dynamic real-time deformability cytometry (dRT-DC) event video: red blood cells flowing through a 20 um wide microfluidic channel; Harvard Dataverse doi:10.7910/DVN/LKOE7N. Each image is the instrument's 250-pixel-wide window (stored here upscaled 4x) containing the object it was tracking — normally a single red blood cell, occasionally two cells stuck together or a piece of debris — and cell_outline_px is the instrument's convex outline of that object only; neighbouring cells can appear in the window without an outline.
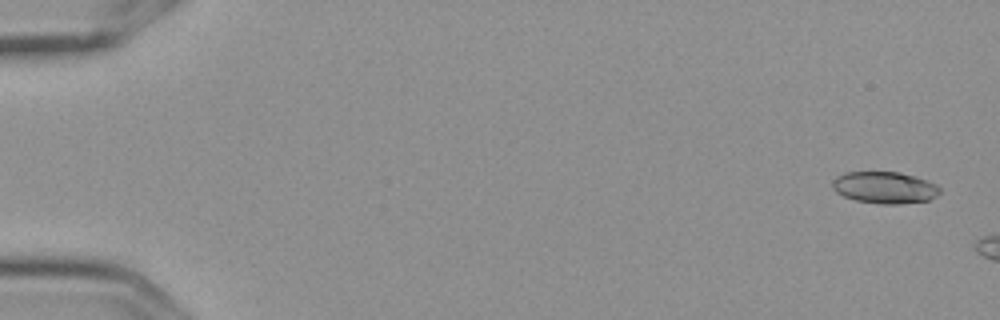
{"species": "Egyptian fruit bat (a non-hibernating species)", "species_latin": "Rousettus aegyptiacus", "temperature_condition": "cold", "stored_images_in_passage": 6, "camera_frame_rate_fps": 3000, "um_per_image_px": 0.085, "frame": {"image": 1, "passage_image": 1, "time_ms": 0.0, "image_size_px": [1000, 320], "cell_outline_px": [[940, 192], [936, 196], [928, 200], [900, 204], [880, 204], [856, 200], [844, 196], [836, 192], [832, 188], [832, 180], [836, 176], [844, 172], [900, 172], [916, 176], [928, 180], [936, 184], [940, 188]], "centroid_in_image_um": [75.19, 15.93], "position_along_channel_um": 9.8, "area_um2": 20.06}}
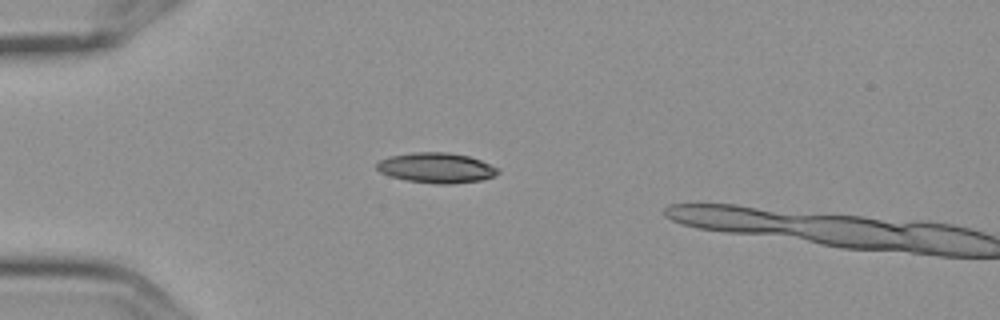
{"frame": {"image": 2, "passage_image": 5, "time_ms": 1.333, "image_size_px": [1000, 320], "cell_outline_px": [[500, 172], [492, 176], [480, 180], [452, 184], [436, 184], [408, 180], [392, 176], [380, 172], [376, 168], [376, 164], [380, 160], [388, 156], [412, 152], [448, 152], [468, 156], [480, 160], [500, 168]], "centroid_in_image_um": [37.09, 14.25], "position_along_channel_um": 47.9, "area_um2": 21.27}}